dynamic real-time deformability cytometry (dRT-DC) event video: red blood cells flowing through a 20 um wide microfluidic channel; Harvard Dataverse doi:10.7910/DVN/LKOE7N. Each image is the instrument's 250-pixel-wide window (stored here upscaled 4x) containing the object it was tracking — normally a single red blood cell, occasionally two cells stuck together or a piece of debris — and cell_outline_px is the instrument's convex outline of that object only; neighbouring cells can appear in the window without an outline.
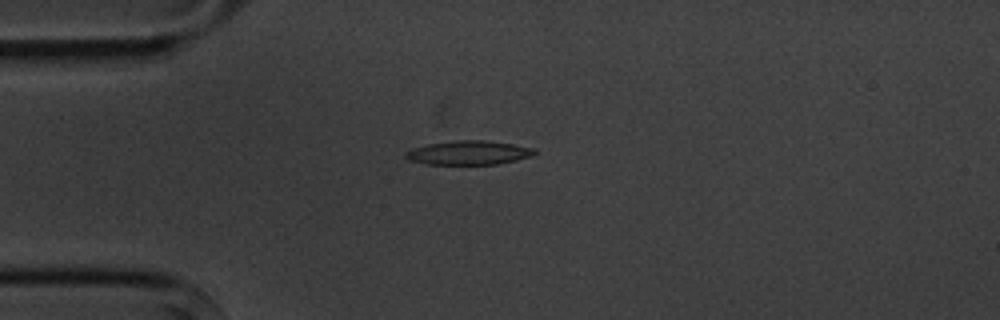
{"species": "common noctule bat (a hibernating species)", "species_latin": "Nyctalus noctula", "temperature_condition": "cold", "stored_images_in_passage": 6, "camera_frame_rate_fps": 3000, "um_per_image_px": 0.085, "animal": {"sex": "male", "body_mass_g": 20.1, "forearm_length_mm": 53.5}, "frame": {"image": 1, "passage_image": 4, "time_ms": 3.667, "image_size_px": [1000, 320], "cell_outline_px": [[536, 152], [532, 156], [500, 164], [424, 164], [408, 160], [404, 156], [404, 152], [412, 148], [428, 144], [452, 140], [484, 140], [512, 144], [536, 148]], "centroid_in_image_um": [39.81, 12.98], "position_along_channel_um": 45.2, "area_um2": 18.21}}
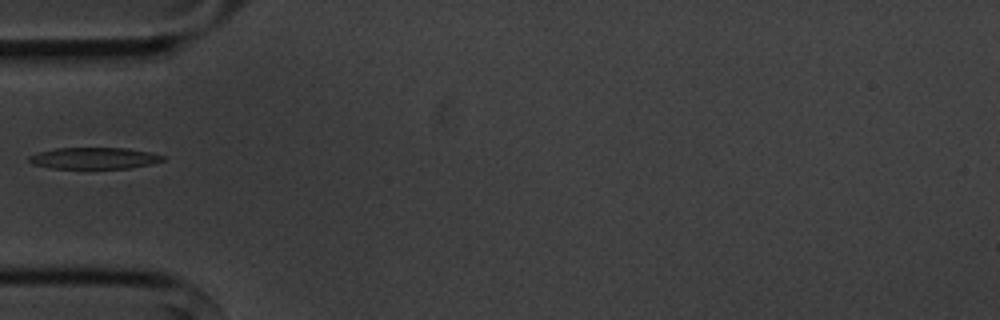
{"frame": {"image": 2, "passage_image": 5, "time_ms": 5.0, "image_size_px": [1000, 320], "cell_outline_px": [[164, 160], [148, 164], [128, 168], [52, 168], [32, 164], [28, 160], [28, 156], [40, 152], [56, 148], [128, 148], [148, 152], [164, 156]], "centroid_in_image_um": [7.96, 13.44], "position_along_channel_um": 77.0, "area_um2": 16.47}}
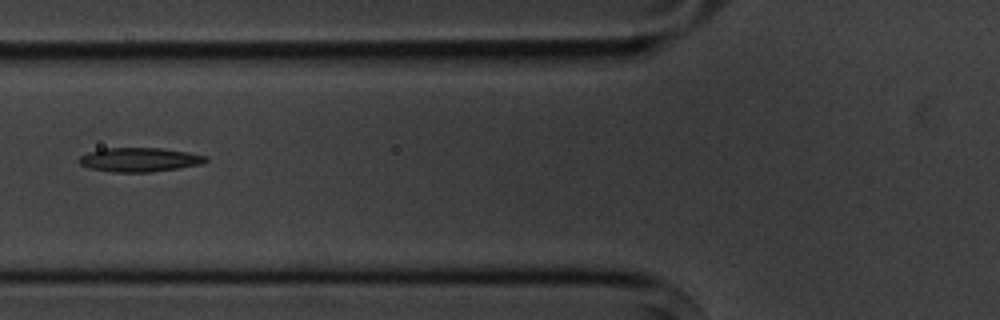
{"frame": {"image": 3, "passage_image": 6, "time_ms": 6.0, "image_size_px": [1000, 320], "cell_outline_px": [[208, 160], [200, 164], [152, 172], [112, 172], [88, 168], [80, 164], [76, 160], [80, 156], [88, 152], [104, 148], [160, 148], [188, 152], [208, 156]], "centroid_in_image_um": [11.81, 13.57], "position_along_channel_um": 114.0, "area_um2": 17.8}}